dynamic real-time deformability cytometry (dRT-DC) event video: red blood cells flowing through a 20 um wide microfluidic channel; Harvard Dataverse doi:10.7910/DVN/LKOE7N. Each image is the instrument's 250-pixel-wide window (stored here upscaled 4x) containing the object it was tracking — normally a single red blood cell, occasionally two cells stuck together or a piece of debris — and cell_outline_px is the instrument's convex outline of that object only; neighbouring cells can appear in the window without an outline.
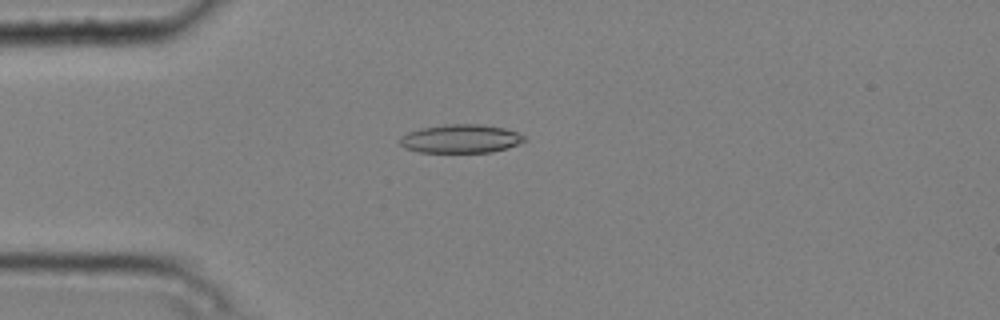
{"species": "common noctule bat (a hibernating species)", "species_latin": "Nyctalus noctula", "temperature_condition": "cold", "stored_images_in_passage": 4, "camera_frame_rate_fps": 3000, "um_per_image_px": 0.085, "animal": {"sex": "male", "body_mass_g": 20.4}, "frame": {"image": 1, "passage_image": 4, "time_ms": 1.0, "image_size_px": [1000, 320], "cell_outline_px": [[528, 140], [508, 148], [492, 152], [420, 152], [404, 148], [400, 144], [400, 136], [408, 132], [420, 128], [444, 124], [480, 124], [504, 128], [516, 132], [524, 136]], "centroid_in_image_um": [39.16, 11.79], "position_along_channel_um": 45.8, "area_um2": 20.81}}